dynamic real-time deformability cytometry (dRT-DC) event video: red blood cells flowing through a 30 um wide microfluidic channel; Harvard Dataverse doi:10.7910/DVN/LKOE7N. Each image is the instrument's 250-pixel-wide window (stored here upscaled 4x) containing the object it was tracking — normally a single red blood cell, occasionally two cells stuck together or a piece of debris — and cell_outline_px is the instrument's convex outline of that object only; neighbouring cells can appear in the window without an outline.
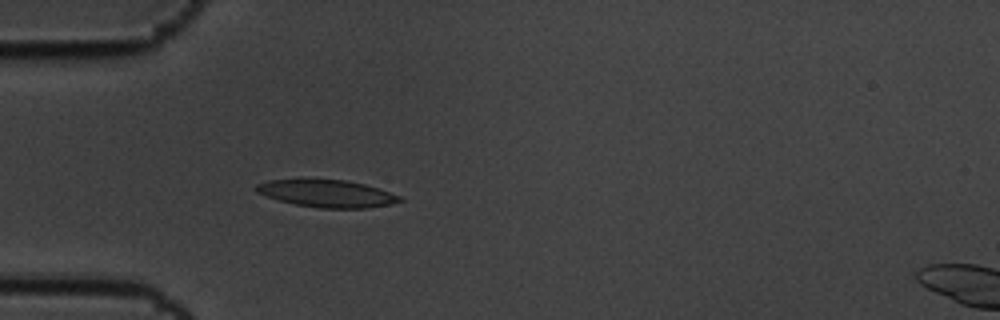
{"species": "common noctule bat (a hibernating species)", "species_latin": "Nyctalus noctula", "temperature_condition": "cold", "stored_images_in_passage": 4, "camera_frame_rate_fps": 3000, "um_per_image_px": 0.085, "animal": {"sex": "male", "body_mass_g": 19.5, "forearm_length_mm": 54.6}, "frame": {"image": 1, "passage_image": 3, "time_ms": 0.667, "image_size_px": [1000, 320], "cell_outline_px": [[404, 200], [392, 204], [368, 208], [320, 208], [296, 204], [280, 200], [256, 192], [256, 184], [268, 180], [344, 180], [364, 184], [400, 196]], "centroid_in_image_um": [27.82, 16.46], "position_along_channel_um": 57.2, "area_um2": 22.37}}